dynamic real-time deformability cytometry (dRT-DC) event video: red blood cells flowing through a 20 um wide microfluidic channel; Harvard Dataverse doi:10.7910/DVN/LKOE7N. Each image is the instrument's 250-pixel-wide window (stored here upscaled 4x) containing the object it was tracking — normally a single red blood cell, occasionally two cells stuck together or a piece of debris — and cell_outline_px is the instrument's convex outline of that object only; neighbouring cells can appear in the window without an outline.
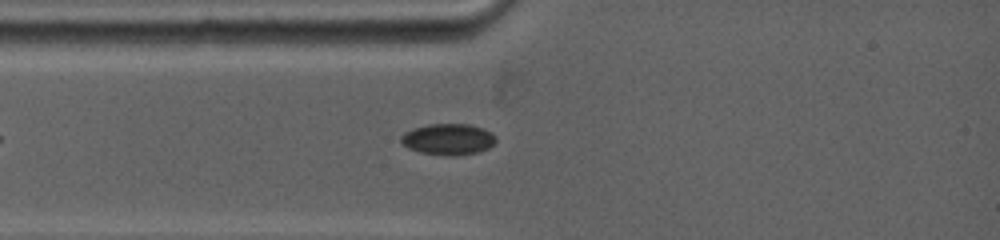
{"species": "common noctule bat (a hibernating species)", "species_latin": "Nyctalus noctula", "temperature_condition": "warm", "stored_images_in_passage": 34, "camera_frame_rate_fps": 5000, "um_per_image_px": 0.085, "animal": {"sex": "female", "body_mass_g": 19.0, "forearm_length_mm": 53.3}, "frame": {"image": 1, "passage_image": 5, "time_ms": 1.8, "image_size_px": [1000, 240], "cell_outline_px": [[496, 140], [488, 148], [476, 152], [456, 156], [448, 156], [420, 152], [408, 148], [400, 140], [400, 136], [404, 132], [412, 128], [428, 124], [468, 124], [492, 132], [496, 136]], "centroid_in_image_um": [38.07, 11.83], "position_along_channel_um": 46.9, "area_um2": 17.22}}
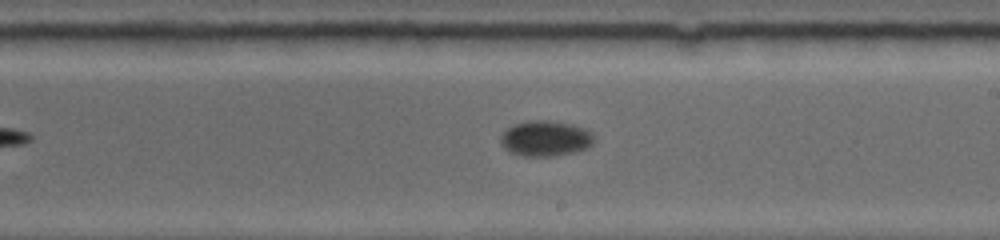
{"frame": {"image": 2, "passage_image": 16, "time_ms": 7.0, "image_size_px": [1000, 240], "cell_outline_px": [[596, 136], [592, 144], [588, 148], [576, 152], [552, 156], [524, 156], [508, 152], [500, 144], [500, 136], [512, 124], [532, 120], [548, 120], [572, 124], [584, 128], [592, 132]], "centroid_in_image_um": [46.38, 11.77], "position_along_channel_um": 242.6, "area_um2": 19.65}}
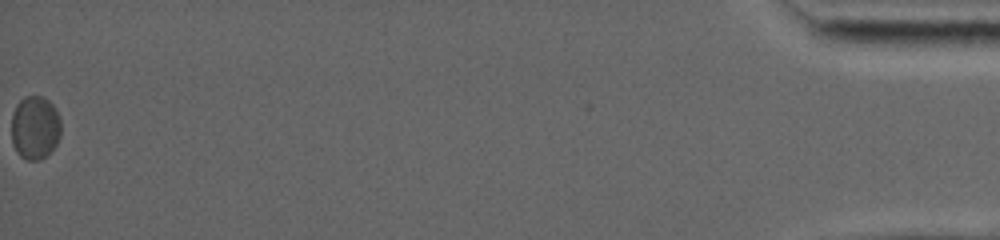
{"frame": {"image": 3, "passage_image": 34, "time_ms": 16.6, "image_size_px": [1000, 240], "cell_outline_px": [[60, 136], [56, 144], [40, 160], [28, 160], [20, 156], [12, 144], [12, 112], [16, 104], [24, 96], [40, 96], [48, 100], [52, 104], [60, 116]], "centroid_in_image_um": [2.96, 10.82], "position_along_channel_um": 432.2, "area_um2": 18.32}, "authors_computed_cell_mechanics": {"area_um2": 18.4671, "velocity_mm_per_s": 3.7598, "shape_relaxation_time_tau1_ms": 4.676, "shape_relaxation_time_tau2_ms": null, "deformation_change_tau1": 0.0527, "deformation_change_tau2": null}}